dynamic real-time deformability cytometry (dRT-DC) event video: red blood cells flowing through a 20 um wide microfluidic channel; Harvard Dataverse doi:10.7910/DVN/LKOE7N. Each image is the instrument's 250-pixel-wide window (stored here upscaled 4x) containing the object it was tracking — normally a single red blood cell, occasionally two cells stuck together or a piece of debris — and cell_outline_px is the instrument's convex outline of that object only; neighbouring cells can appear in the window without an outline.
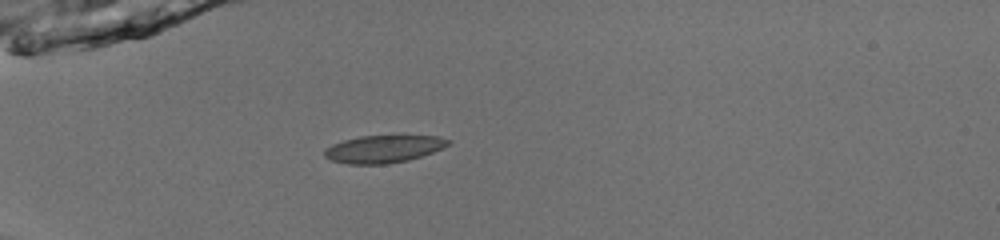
{"species": "common noctule bat (a hibernating species)", "species_latin": "Nyctalus noctula", "temperature_condition": "room temperature", "stored_images_in_passage": 36, "camera_frame_rate_fps": 3000, "um_per_image_px": 0.085, "animal": {"sex": "male", "body_mass_g": 13.0, "forearm_length_mm": 53.1}, "frame": {"image": 1, "passage_image": 1, "time_ms": 0.0, "image_size_px": [1000, 240], "cell_outline_px": [[452, 144], [432, 152], [408, 160], [384, 164], [348, 164], [332, 160], [324, 156], [324, 148], [332, 144], [344, 140], [360, 136], [440, 136], [452, 140]], "centroid_in_image_um": [32.61, 12.66], "position_along_channel_um": 52.4, "area_um2": 19.77}}
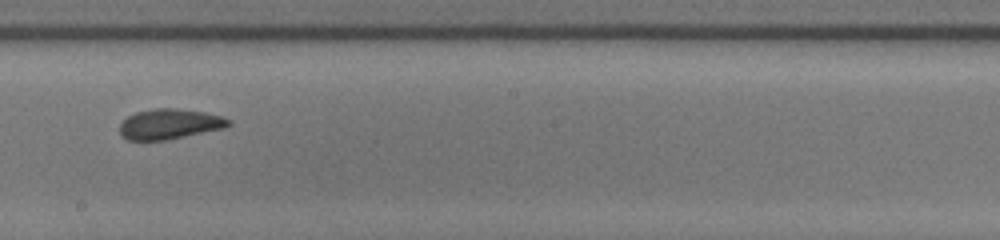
{"frame": {"image": 2, "passage_image": 16, "time_ms": 5.0, "image_size_px": [1000, 240], "cell_outline_px": [[232, 124], [224, 128], [164, 140], [128, 140], [120, 132], [120, 124], [128, 116], [136, 112], [152, 108], [176, 108], [204, 112], [220, 116], [232, 120]], "centroid_in_image_um": [14.42, 10.53], "position_along_channel_um": 233.8, "area_um2": 19.02}}
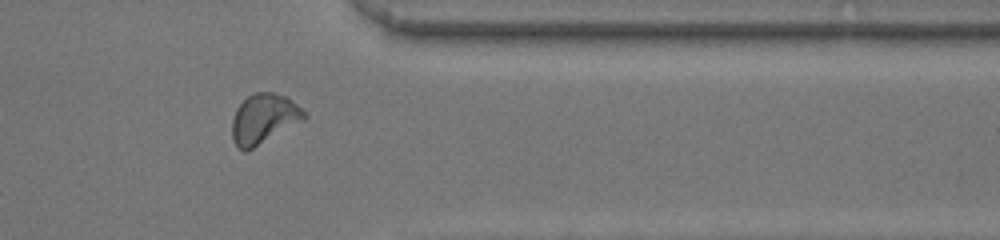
{"frame": {"image": 3, "passage_image": 28, "time_ms": 9.0, "image_size_px": [1000, 240], "cell_outline_px": [[308, 116], [304, 120], [248, 152], [244, 152], [236, 148], [232, 140], [232, 120], [236, 108], [248, 96], [256, 92], [272, 92], [284, 96], [296, 104]], "centroid_in_image_um": [22.39, 10.15], "position_along_channel_um": 389.0, "area_um2": 21.1}, "authors_computed_cell_mechanics": {"area_um2": 19.8832, "velocity_mm_per_s": 3.9828, "shape_relaxation_time_tau1_ms": 3.4206, "shape_relaxation_time_tau2_ms": 1.1521, "deformation_change_tau1": 0.1002, "deformation_change_tau2": 0.0688}}